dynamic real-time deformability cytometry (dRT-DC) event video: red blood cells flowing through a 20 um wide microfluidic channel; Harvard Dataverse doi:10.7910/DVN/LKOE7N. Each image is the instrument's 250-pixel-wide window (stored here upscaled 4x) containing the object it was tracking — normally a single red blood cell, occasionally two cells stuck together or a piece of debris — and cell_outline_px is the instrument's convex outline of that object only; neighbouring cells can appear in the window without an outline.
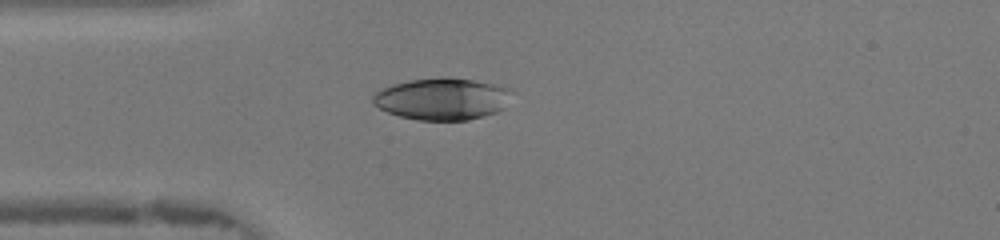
{"species": "human", "species_latin": "Homo sapiens", "temperature_condition": "warm", "stored_images_in_passage": 46, "camera_frame_rate_fps": 3000, "um_per_image_px": 0.085, "donor": {"sex": "female"}, "frame": {"image": 1, "passage_image": 12, "time_ms": 3.667, "image_size_px": [1000, 240], "cell_outline_px": [[512, 92], [504, 108], [496, 112], [468, 120], [416, 120], [400, 116], [388, 112], [372, 104], [372, 96], [380, 88], [392, 84], [408, 80], [448, 76], [472, 80], [512, 88]], "centroid_in_image_um": [37.56, 8.39], "position_along_channel_um": 47.4, "area_um2": 34.1}}
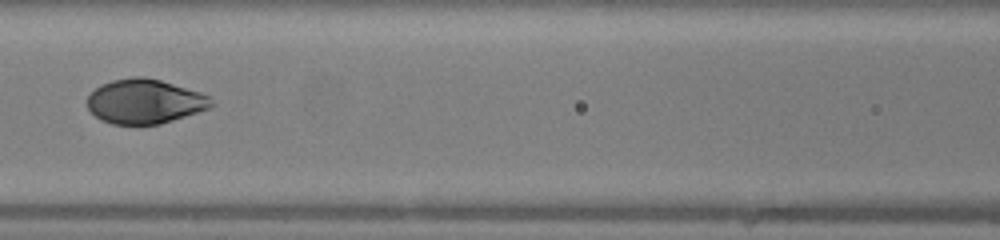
{"frame": {"image": 2, "passage_image": 20, "time_ms": 6.333, "image_size_px": [1000, 240], "cell_outline_px": [[216, 104], [208, 108], [160, 124], [112, 124], [100, 120], [88, 108], [88, 96], [100, 84], [112, 80], [132, 76], [144, 76], [160, 80], [200, 92], [208, 96]], "centroid_in_image_um": [12.28, 8.61], "position_along_channel_um": 154.3, "area_um2": 31.96}}
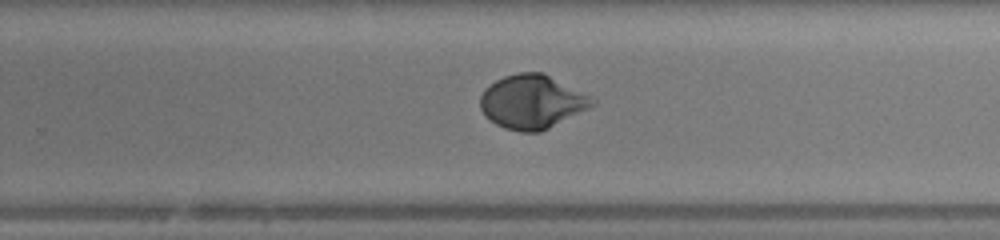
{"frame": {"image": 3, "passage_image": 29, "time_ms": 9.333, "image_size_px": [1000, 240], "cell_outline_px": [[596, 104], [540, 132], [520, 132], [504, 128], [496, 124], [484, 116], [480, 108], [480, 96], [484, 88], [496, 80], [504, 76], [520, 72], [544, 72], [596, 100]], "centroid_in_image_um": [45.17, 8.65], "position_along_channel_um": 284.6, "area_um2": 34.97}, "authors_computed_cell_mechanics": {"area_um2": 34.0442, "velocity_mm_per_s": 4.3583, "shape_relaxation_time_tau1_ms": 4.1973, "shape_relaxation_time_tau2_ms": null, "deformation_change_tau1": 0.2149, "deformation_change_tau2": null}}